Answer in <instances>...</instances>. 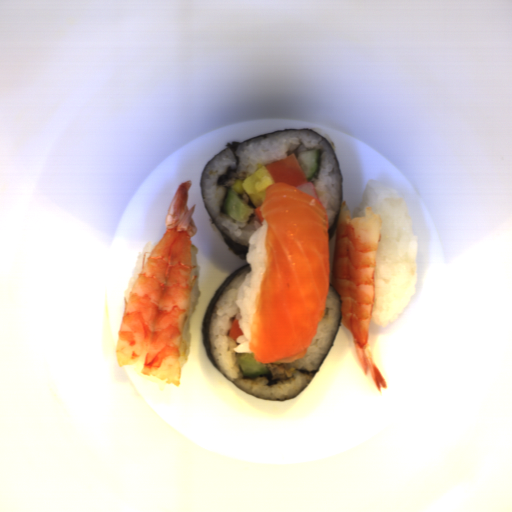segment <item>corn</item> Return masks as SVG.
Returning <instances> with one entry per match:
<instances>
[{
	"instance_id": "obj_1",
	"label": "corn",
	"mask_w": 512,
	"mask_h": 512,
	"mask_svg": "<svg viewBox=\"0 0 512 512\" xmlns=\"http://www.w3.org/2000/svg\"><path fill=\"white\" fill-rule=\"evenodd\" d=\"M243 183H244V181H243V180H238V179H237V180L234 182V184L232 185V187H231V188H232V190H233V192H236V193H243V194H244L246 191H245V189H244V187H243Z\"/></svg>"
}]
</instances>
